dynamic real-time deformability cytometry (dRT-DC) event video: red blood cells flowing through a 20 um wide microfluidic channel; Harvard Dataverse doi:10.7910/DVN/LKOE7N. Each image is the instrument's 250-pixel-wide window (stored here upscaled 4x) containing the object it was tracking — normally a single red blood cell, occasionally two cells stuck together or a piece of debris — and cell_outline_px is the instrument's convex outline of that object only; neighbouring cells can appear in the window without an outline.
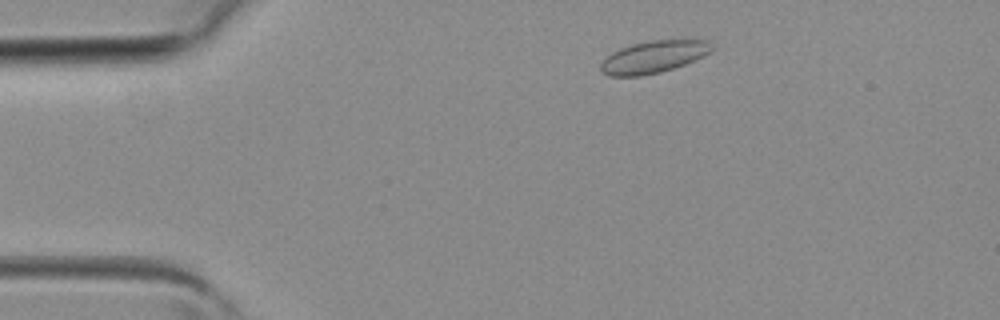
{"species": "common noctule bat (a hibernating species)", "species_latin": "Nyctalus noctula", "temperature_condition": "room temperature", "stored_images_in_passage": 2, "camera_frame_rate_fps": 3000, "um_per_image_px": 0.085, "animal": {"sex": "female", "body_mass_g": 19.3, "forearm_length_mm": 54.1}, "frame": {"image": 1, "passage_image": 1, "time_ms": 0.0, "image_size_px": [1000, 320], "cell_outline_px": [[716, 48], [712, 52], [704, 56], [684, 64], [660, 72], [640, 76], [608, 76], [600, 72], [600, 64], [612, 52], [620, 48], [632, 44], [648, 40], [708, 40], [716, 44]], "centroid_in_image_um": [55.59, 4.82], "position_along_channel_um": 29.4, "area_um2": 21.04}}